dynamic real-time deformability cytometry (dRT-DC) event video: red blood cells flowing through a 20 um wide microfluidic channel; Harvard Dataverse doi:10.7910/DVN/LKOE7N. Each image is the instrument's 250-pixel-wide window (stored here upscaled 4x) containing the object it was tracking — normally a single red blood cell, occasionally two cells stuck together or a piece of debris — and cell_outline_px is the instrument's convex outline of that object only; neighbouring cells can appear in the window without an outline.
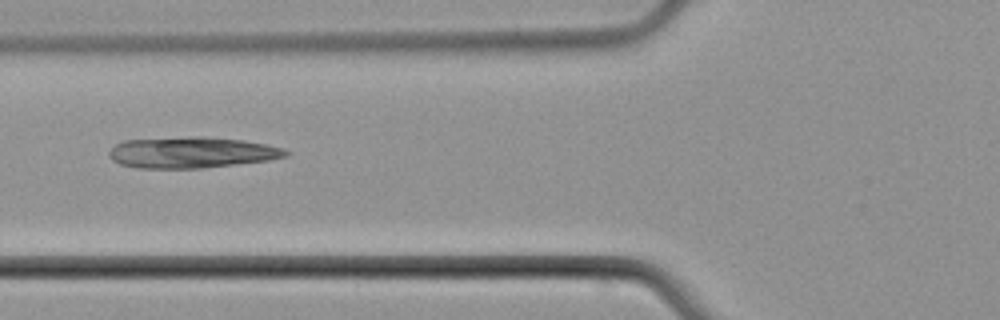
{"species": "common noctule bat (a hibernating species)", "species_latin": "Nyctalus noctula", "temperature_condition": "cold", "stored_images_in_passage": 7, "camera_frame_rate_fps": 3000, "um_per_image_px": 0.085, "animal": {"sex": "male", "body_mass_g": 21.5, "forearm_length_mm": 52.0}, "frame": {"image": 1, "passage_image": 5, "time_ms": 6.0, "image_size_px": [1000, 320], "cell_outline_px": [[288, 156], [268, 160], [200, 168], [140, 168], [120, 164], [112, 160], [108, 156], [108, 152], [116, 144], [124, 140], [188, 136], [200, 136], [244, 140], [284, 148], [288, 152]], "centroid_in_image_um": [16.26, 12.95], "position_along_channel_um": 109.5, "area_um2": 31.96}}
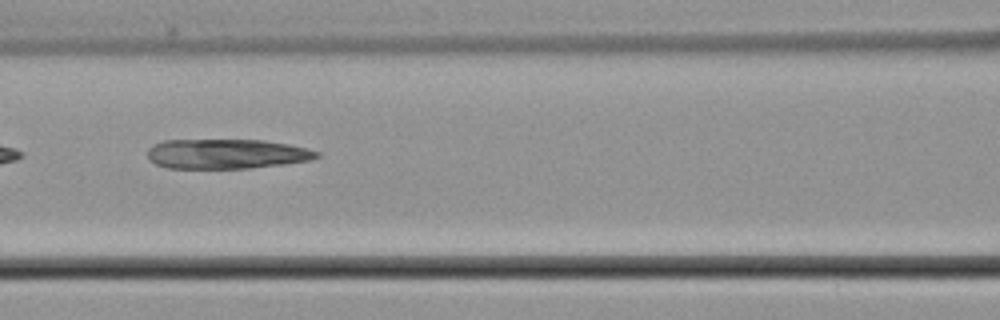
{"frame": {"image": 2, "passage_image": 6, "time_ms": 7.0, "image_size_px": [1000, 320], "cell_outline_px": [[320, 156], [312, 160], [284, 164], [248, 168], [168, 168], [156, 164], [148, 156], [148, 148], [152, 144], [164, 140], [264, 140], [288, 144], [308, 148], [320, 152]], "centroid_in_image_um": [19.28, 13.07], "position_along_channel_um": 147.3, "area_um2": 29.42}}
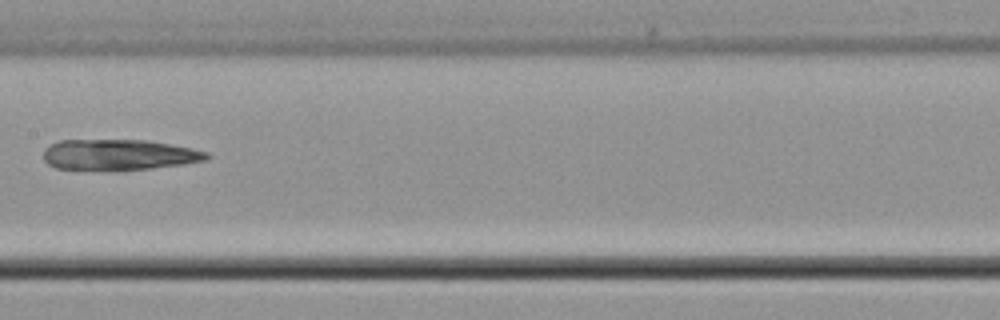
{"frame": {"image": 3, "passage_image": 7, "time_ms": 8.333, "image_size_px": [1000, 320], "cell_outline_px": [[212, 156], [208, 160], [184, 164], [152, 168], [116, 172], [56, 168], [48, 164], [44, 160], [44, 148], [60, 140], [148, 140], [192, 148], [208, 152]], "centroid_in_image_um": [10.13, 13.18], "position_along_channel_um": 197.3, "area_um2": 30.0}}